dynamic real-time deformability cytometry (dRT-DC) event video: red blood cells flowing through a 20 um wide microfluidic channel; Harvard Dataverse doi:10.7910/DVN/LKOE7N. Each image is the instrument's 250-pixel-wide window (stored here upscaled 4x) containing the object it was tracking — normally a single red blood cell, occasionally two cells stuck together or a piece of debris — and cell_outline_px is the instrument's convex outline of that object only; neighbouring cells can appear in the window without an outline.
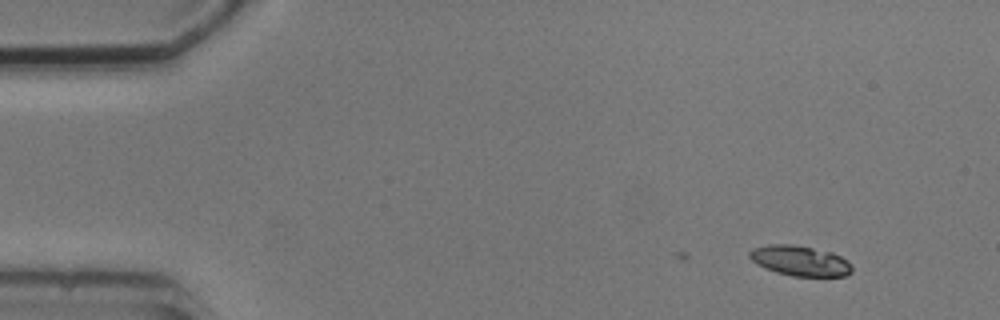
{"species": "common noctule bat (a hibernating species)", "species_latin": "Nyctalus noctula", "temperature_condition": "cold", "stored_images_in_passage": 6, "segment_of_instrument_passage": [1, 2], "camera_frame_rate_fps": 3000, "um_per_image_px": 0.085, "animal": {"sex": "male", "body_mass_g": 20.5, "forearm_length_mm": 52.5}, "frame": {"image": 1, "passage_image": 2, "time_ms": 1.0, "image_size_px": [1000, 320], "cell_outline_px": [[852, 272], [844, 276], [792, 276], [776, 272], [764, 268], [756, 264], [748, 256], [748, 252], [752, 248], [772, 244], [792, 244], [832, 252], [848, 260], [852, 264]], "centroid_in_image_um": [67.99, 22.16], "position_along_channel_um": 17.0, "area_um2": 18.15}}